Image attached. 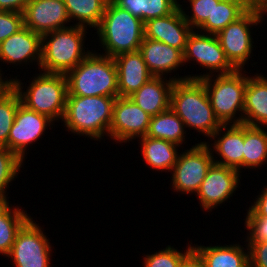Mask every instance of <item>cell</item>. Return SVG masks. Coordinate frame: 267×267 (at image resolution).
I'll list each match as a JSON object with an SVG mask.
<instances>
[{
    "label": "cell",
    "mask_w": 267,
    "mask_h": 267,
    "mask_svg": "<svg viewBox=\"0 0 267 267\" xmlns=\"http://www.w3.org/2000/svg\"><path fill=\"white\" fill-rule=\"evenodd\" d=\"M116 97L67 95L64 125L79 136L99 140L109 136Z\"/></svg>",
    "instance_id": "cell-1"
},
{
    "label": "cell",
    "mask_w": 267,
    "mask_h": 267,
    "mask_svg": "<svg viewBox=\"0 0 267 267\" xmlns=\"http://www.w3.org/2000/svg\"><path fill=\"white\" fill-rule=\"evenodd\" d=\"M51 122L54 121L49 117L20 103L8 135L7 149L24 161L27 147L41 138Z\"/></svg>",
    "instance_id": "cell-13"
},
{
    "label": "cell",
    "mask_w": 267,
    "mask_h": 267,
    "mask_svg": "<svg viewBox=\"0 0 267 267\" xmlns=\"http://www.w3.org/2000/svg\"><path fill=\"white\" fill-rule=\"evenodd\" d=\"M240 172L228 166L213 163L196 193L205 211H212L232 197L240 183Z\"/></svg>",
    "instance_id": "cell-14"
},
{
    "label": "cell",
    "mask_w": 267,
    "mask_h": 267,
    "mask_svg": "<svg viewBox=\"0 0 267 267\" xmlns=\"http://www.w3.org/2000/svg\"><path fill=\"white\" fill-rule=\"evenodd\" d=\"M70 20L77 26L96 28L99 26L109 0H63Z\"/></svg>",
    "instance_id": "cell-29"
},
{
    "label": "cell",
    "mask_w": 267,
    "mask_h": 267,
    "mask_svg": "<svg viewBox=\"0 0 267 267\" xmlns=\"http://www.w3.org/2000/svg\"><path fill=\"white\" fill-rule=\"evenodd\" d=\"M170 108L179 116L185 128H193L208 138L222 126L200 80L175 81Z\"/></svg>",
    "instance_id": "cell-2"
},
{
    "label": "cell",
    "mask_w": 267,
    "mask_h": 267,
    "mask_svg": "<svg viewBox=\"0 0 267 267\" xmlns=\"http://www.w3.org/2000/svg\"><path fill=\"white\" fill-rule=\"evenodd\" d=\"M193 248L190 244L187 246V250L184 253L178 251L171 245L165 249L156 251L154 254H147L145 256L143 266L144 267H179L182 258Z\"/></svg>",
    "instance_id": "cell-33"
},
{
    "label": "cell",
    "mask_w": 267,
    "mask_h": 267,
    "mask_svg": "<svg viewBox=\"0 0 267 267\" xmlns=\"http://www.w3.org/2000/svg\"><path fill=\"white\" fill-rule=\"evenodd\" d=\"M190 3L191 16L187 15L183 11L182 5H179L182 9L183 15L187 23L193 30L198 29L207 19H211L212 11L214 10V2L220 0H188Z\"/></svg>",
    "instance_id": "cell-34"
},
{
    "label": "cell",
    "mask_w": 267,
    "mask_h": 267,
    "mask_svg": "<svg viewBox=\"0 0 267 267\" xmlns=\"http://www.w3.org/2000/svg\"><path fill=\"white\" fill-rule=\"evenodd\" d=\"M193 248L202 257L206 267H249V249L239 244L226 246H198ZM246 251V252H245Z\"/></svg>",
    "instance_id": "cell-24"
},
{
    "label": "cell",
    "mask_w": 267,
    "mask_h": 267,
    "mask_svg": "<svg viewBox=\"0 0 267 267\" xmlns=\"http://www.w3.org/2000/svg\"><path fill=\"white\" fill-rule=\"evenodd\" d=\"M266 2L267 0H250L251 6L255 10H259Z\"/></svg>",
    "instance_id": "cell-43"
},
{
    "label": "cell",
    "mask_w": 267,
    "mask_h": 267,
    "mask_svg": "<svg viewBox=\"0 0 267 267\" xmlns=\"http://www.w3.org/2000/svg\"><path fill=\"white\" fill-rule=\"evenodd\" d=\"M243 124L267 129V77L247 75Z\"/></svg>",
    "instance_id": "cell-22"
},
{
    "label": "cell",
    "mask_w": 267,
    "mask_h": 267,
    "mask_svg": "<svg viewBox=\"0 0 267 267\" xmlns=\"http://www.w3.org/2000/svg\"><path fill=\"white\" fill-rule=\"evenodd\" d=\"M174 77L167 80L166 76L165 78L153 76L129 98L150 116H155L170 108L174 82L189 79V76L177 78L174 75Z\"/></svg>",
    "instance_id": "cell-19"
},
{
    "label": "cell",
    "mask_w": 267,
    "mask_h": 267,
    "mask_svg": "<svg viewBox=\"0 0 267 267\" xmlns=\"http://www.w3.org/2000/svg\"><path fill=\"white\" fill-rule=\"evenodd\" d=\"M139 51L147 69L155 77H164L184 65L183 52L160 41L144 38Z\"/></svg>",
    "instance_id": "cell-21"
},
{
    "label": "cell",
    "mask_w": 267,
    "mask_h": 267,
    "mask_svg": "<svg viewBox=\"0 0 267 267\" xmlns=\"http://www.w3.org/2000/svg\"><path fill=\"white\" fill-rule=\"evenodd\" d=\"M257 195L254 204H251L249 209L257 216L267 218V186L262 189V192Z\"/></svg>",
    "instance_id": "cell-38"
},
{
    "label": "cell",
    "mask_w": 267,
    "mask_h": 267,
    "mask_svg": "<svg viewBox=\"0 0 267 267\" xmlns=\"http://www.w3.org/2000/svg\"><path fill=\"white\" fill-rule=\"evenodd\" d=\"M222 131H225L224 134ZM210 139L215 140L214 146L208 144L209 142L205 143L207 146H211L213 149L210 148V150L215 151L221 158V160L214 159V163L232 167L241 173L244 152V124L222 125Z\"/></svg>",
    "instance_id": "cell-18"
},
{
    "label": "cell",
    "mask_w": 267,
    "mask_h": 267,
    "mask_svg": "<svg viewBox=\"0 0 267 267\" xmlns=\"http://www.w3.org/2000/svg\"><path fill=\"white\" fill-rule=\"evenodd\" d=\"M179 267H206L202 257L192 248L183 258Z\"/></svg>",
    "instance_id": "cell-40"
},
{
    "label": "cell",
    "mask_w": 267,
    "mask_h": 267,
    "mask_svg": "<svg viewBox=\"0 0 267 267\" xmlns=\"http://www.w3.org/2000/svg\"><path fill=\"white\" fill-rule=\"evenodd\" d=\"M66 77L68 95L118 97L117 67L110 56L90 52Z\"/></svg>",
    "instance_id": "cell-3"
},
{
    "label": "cell",
    "mask_w": 267,
    "mask_h": 267,
    "mask_svg": "<svg viewBox=\"0 0 267 267\" xmlns=\"http://www.w3.org/2000/svg\"><path fill=\"white\" fill-rule=\"evenodd\" d=\"M249 267H267V240L248 242Z\"/></svg>",
    "instance_id": "cell-37"
},
{
    "label": "cell",
    "mask_w": 267,
    "mask_h": 267,
    "mask_svg": "<svg viewBox=\"0 0 267 267\" xmlns=\"http://www.w3.org/2000/svg\"><path fill=\"white\" fill-rule=\"evenodd\" d=\"M23 26V13L0 11V43Z\"/></svg>",
    "instance_id": "cell-35"
},
{
    "label": "cell",
    "mask_w": 267,
    "mask_h": 267,
    "mask_svg": "<svg viewBox=\"0 0 267 267\" xmlns=\"http://www.w3.org/2000/svg\"><path fill=\"white\" fill-rule=\"evenodd\" d=\"M202 33L193 30L189 34L183 52V60L184 64L190 61L195 62L196 60L198 65L208 69L209 73L188 75L189 79L200 80L214 75V72L218 75L234 72L236 68L227 59L217 35Z\"/></svg>",
    "instance_id": "cell-9"
},
{
    "label": "cell",
    "mask_w": 267,
    "mask_h": 267,
    "mask_svg": "<svg viewBox=\"0 0 267 267\" xmlns=\"http://www.w3.org/2000/svg\"><path fill=\"white\" fill-rule=\"evenodd\" d=\"M213 154L205 142L195 144L189 150L180 153L171 173L174 192L196 194L214 163Z\"/></svg>",
    "instance_id": "cell-8"
},
{
    "label": "cell",
    "mask_w": 267,
    "mask_h": 267,
    "mask_svg": "<svg viewBox=\"0 0 267 267\" xmlns=\"http://www.w3.org/2000/svg\"><path fill=\"white\" fill-rule=\"evenodd\" d=\"M151 116L143 111L131 98L116 97L109 137L118 143H129L131 139L145 136Z\"/></svg>",
    "instance_id": "cell-12"
},
{
    "label": "cell",
    "mask_w": 267,
    "mask_h": 267,
    "mask_svg": "<svg viewBox=\"0 0 267 267\" xmlns=\"http://www.w3.org/2000/svg\"><path fill=\"white\" fill-rule=\"evenodd\" d=\"M42 35L23 26L0 43V61L12 64L37 62L41 64ZM30 59V60H29Z\"/></svg>",
    "instance_id": "cell-17"
},
{
    "label": "cell",
    "mask_w": 267,
    "mask_h": 267,
    "mask_svg": "<svg viewBox=\"0 0 267 267\" xmlns=\"http://www.w3.org/2000/svg\"><path fill=\"white\" fill-rule=\"evenodd\" d=\"M23 161L6 147H0V201H8L5 190L9 183L17 177Z\"/></svg>",
    "instance_id": "cell-32"
},
{
    "label": "cell",
    "mask_w": 267,
    "mask_h": 267,
    "mask_svg": "<svg viewBox=\"0 0 267 267\" xmlns=\"http://www.w3.org/2000/svg\"><path fill=\"white\" fill-rule=\"evenodd\" d=\"M20 103V96L12 85L0 95V147L7 148L8 135Z\"/></svg>",
    "instance_id": "cell-31"
},
{
    "label": "cell",
    "mask_w": 267,
    "mask_h": 267,
    "mask_svg": "<svg viewBox=\"0 0 267 267\" xmlns=\"http://www.w3.org/2000/svg\"><path fill=\"white\" fill-rule=\"evenodd\" d=\"M105 53L112 58L135 52L144 39V22L109 0L99 26L96 28Z\"/></svg>",
    "instance_id": "cell-4"
},
{
    "label": "cell",
    "mask_w": 267,
    "mask_h": 267,
    "mask_svg": "<svg viewBox=\"0 0 267 267\" xmlns=\"http://www.w3.org/2000/svg\"><path fill=\"white\" fill-rule=\"evenodd\" d=\"M2 70H0V95L4 93L10 86H11V81L8 80L7 78L3 79L2 78Z\"/></svg>",
    "instance_id": "cell-42"
},
{
    "label": "cell",
    "mask_w": 267,
    "mask_h": 267,
    "mask_svg": "<svg viewBox=\"0 0 267 267\" xmlns=\"http://www.w3.org/2000/svg\"><path fill=\"white\" fill-rule=\"evenodd\" d=\"M192 31L180 6L165 17L153 18L144 23V38L163 42L182 52Z\"/></svg>",
    "instance_id": "cell-16"
},
{
    "label": "cell",
    "mask_w": 267,
    "mask_h": 267,
    "mask_svg": "<svg viewBox=\"0 0 267 267\" xmlns=\"http://www.w3.org/2000/svg\"><path fill=\"white\" fill-rule=\"evenodd\" d=\"M267 131L265 127L244 124L243 168H260L267 161Z\"/></svg>",
    "instance_id": "cell-27"
},
{
    "label": "cell",
    "mask_w": 267,
    "mask_h": 267,
    "mask_svg": "<svg viewBox=\"0 0 267 267\" xmlns=\"http://www.w3.org/2000/svg\"><path fill=\"white\" fill-rule=\"evenodd\" d=\"M113 59L117 67L118 97H129L153 77L139 50Z\"/></svg>",
    "instance_id": "cell-20"
},
{
    "label": "cell",
    "mask_w": 267,
    "mask_h": 267,
    "mask_svg": "<svg viewBox=\"0 0 267 267\" xmlns=\"http://www.w3.org/2000/svg\"><path fill=\"white\" fill-rule=\"evenodd\" d=\"M238 5L244 12L255 10L250 3V0H220Z\"/></svg>",
    "instance_id": "cell-41"
},
{
    "label": "cell",
    "mask_w": 267,
    "mask_h": 267,
    "mask_svg": "<svg viewBox=\"0 0 267 267\" xmlns=\"http://www.w3.org/2000/svg\"><path fill=\"white\" fill-rule=\"evenodd\" d=\"M245 12L233 3L219 1L214 2V10L211 19H207L197 30L206 34L217 35L228 24L236 21Z\"/></svg>",
    "instance_id": "cell-30"
},
{
    "label": "cell",
    "mask_w": 267,
    "mask_h": 267,
    "mask_svg": "<svg viewBox=\"0 0 267 267\" xmlns=\"http://www.w3.org/2000/svg\"><path fill=\"white\" fill-rule=\"evenodd\" d=\"M116 6L127 10L144 23L153 18L165 17L178 7L177 0H111Z\"/></svg>",
    "instance_id": "cell-28"
},
{
    "label": "cell",
    "mask_w": 267,
    "mask_h": 267,
    "mask_svg": "<svg viewBox=\"0 0 267 267\" xmlns=\"http://www.w3.org/2000/svg\"><path fill=\"white\" fill-rule=\"evenodd\" d=\"M258 13H259V16L261 18V21H263L262 20V19H264L263 16L267 14V2L258 10Z\"/></svg>",
    "instance_id": "cell-44"
},
{
    "label": "cell",
    "mask_w": 267,
    "mask_h": 267,
    "mask_svg": "<svg viewBox=\"0 0 267 267\" xmlns=\"http://www.w3.org/2000/svg\"><path fill=\"white\" fill-rule=\"evenodd\" d=\"M247 211L245 226L249 234L246 242L267 240V218L257 217L250 209Z\"/></svg>",
    "instance_id": "cell-36"
},
{
    "label": "cell",
    "mask_w": 267,
    "mask_h": 267,
    "mask_svg": "<svg viewBox=\"0 0 267 267\" xmlns=\"http://www.w3.org/2000/svg\"><path fill=\"white\" fill-rule=\"evenodd\" d=\"M31 0H0V11L23 13Z\"/></svg>",
    "instance_id": "cell-39"
},
{
    "label": "cell",
    "mask_w": 267,
    "mask_h": 267,
    "mask_svg": "<svg viewBox=\"0 0 267 267\" xmlns=\"http://www.w3.org/2000/svg\"><path fill=\"white\" fill-rule=\"evenodd\" d=\"M33 78L31 84L24 86L21 80L9 79L11 85L18 92L21 103L27 108L43 114L53 121L63 119L68 95V82L66 74L40 72Z\"/></svg>",
    "instance_id": "cell-6"
},
{
    "label": "cell",
    "mask_w": 267,
    "mask_h": 267,
    "mask_svg": "<svg viewBox=\"0 0 267 267\" xmlns=\"http://www.w3.org/2000/svg\"><path fill=\"white\" fill-rule=\"evenodd\" d=\"M259 23L262 21L258 10L245 12L217 34L227 59L236 69H245L247 60L252 57L254 42L250 28Z\"/></svg>",
    "instance_id": "cell-11"
},
{
    "label": "cell",
    "mask_w": 267,
    "mask_h": 267,
    "mask_svg": "<svg viewBox=\"0 0 267 267\" xmlns=\"http://www.w3.org/2000/svg\"><path fill=\"white\" fill-rule=\"evenodd\" d=\"M24 26L44 35L64 29L70 18L63 0H31L23 12Z\"/></svg>",
    "instance_id": "cell-15"
},
{
    "label": "cell",
    "mask_w": 267,
    "mask_h": 267,
    "mask_svg": "<svg viewBox=\"0 0 267 267\" xmlns=\"http://www.w3.org/2000/svg\"><path fill=\"white\" fill-rule=\"evenodd\" d=\"M9 204V201H0V254L3 256L10 253L17 233L31 218L25 210Z\"/></svg>",
    "instance_id": "cell-25"
},
{
    "label": "cell",
    "mask_w": 267,
    "mask_h": 267,
    "mask_svg": "<svg viewBox=\"0 0 267 267\" xmlns=\"http://www.w3.org/2000/svg\"><path fill=\"white\" fill-rule=\"evenodd\" d=\"M141 154L148 166L153 170L172 172L179 155V145L163 139L142 136L139 138Z\"/></svg>",
    "instance_id": "cell-23"
},
{
    "label": "cell",
    "mask_w": 267,
    "mask_h": 267,
    "mask_svg": "<svg viewBox=\"0 0 267 267\" xmlns=\"http://www.w3.org/2000/svg\"><path fill=\"white\" fill-rule=\"evenodd\" d=\"M242 72V69H236L228 74L215 73L214 80V75L200 79L205 86L214 114L222 125L243 124L247 77ZM238 111L240 117L235 115Z\"/></svg>",
    "instance_id": "cell-7"
},
{
    "label": "cell",
    "mask_w": 267,
    "mask_h": 267,
    "mask_svg": "<svg viewBox=\"0 0 267 267\" xmlns=\"http://www.w3.org/2000/svg\"><path fill=\"white\" fill-rule=\"evenodd\" d=\"M184 134H186L184 123L169 108L155 116H151L148 131L145 136L163 139L181 146L186 137Z\"/></svg>",
    "instance_id": "cell-26"
},
{
    "label": "cell",
    "mask_w": 267,
    "mask_h": 267,
    "mask_svg": "<svg viewBox=\"0 0 267 267\" xmlns=\"http://www.w3.org/2000/svg\"><path fill=\"white\" fill-rule=\"evenodd\" d=\"M82 26H69L42 35L41 64L44 73L67 74L91 51L84 49L85 34Z\"/></svg>",
    "instance_id": "cell-5"
},
{
    "label": "cell",
    "mask_w": 267,
    "mask_h": 267,
    "mask_svg": "<svg viewBox=\"0 0 267 267\" xmlns=\"http://www.w3.org/2000/svg\"><path fill=\"white\" fill-rule=\"evenodd\" d=\"M32 218L17 233L10 253L15 267H51L49 239Z\"/></svg>",
    "instance_id": "cell-10"
}]
</instances>
